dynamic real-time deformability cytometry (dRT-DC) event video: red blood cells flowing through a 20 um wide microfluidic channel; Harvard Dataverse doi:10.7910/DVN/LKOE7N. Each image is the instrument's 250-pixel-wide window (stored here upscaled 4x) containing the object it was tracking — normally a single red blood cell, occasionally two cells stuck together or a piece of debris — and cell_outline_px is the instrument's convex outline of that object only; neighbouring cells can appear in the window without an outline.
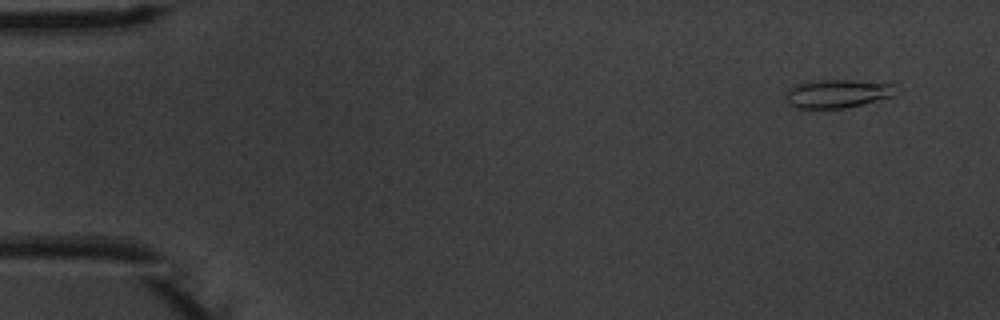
{"species": "common noctule bat (a hibernating species)", "species_latin": "Nyctalus noctula", "temperature_condition": "warm", "stored_images_in_passage": 4, "camera_frame_rate_fps": 3000, "um_per_image_px": 0.085, "animal": {"sex": "male", "body_mass_g": 20.1, "forearm_length_mm": 53.5}, "frame": {"image": 1, "passage_image": 1, "time_ms": 0.0, "image_size_px": [1000, 320], "cell_outline_px": [[896, 96], [844, 108], [796, 108], [788, 104], [784, 96], [796, 84], [816, 80], [852, 80], [892, 84]], "centroid_in_image_um": [71.16, 7.96], "position_along_channel_um": 13.8, "area_um2": 18.03}}
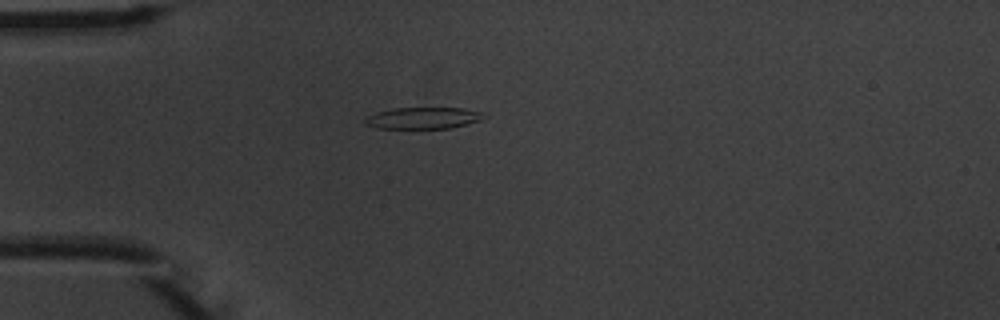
{"frame": {"image": 2, "passage_image": 4, "time_ms": 3.667, "image_size_px": [1000, 320], "cell_outline_px": [[488, 116], [480, 120], [448, 128], [376, 128], [364, 124], [364, 120], [368, 116], [376, 112], [396, 108], [464, 108], [480, 112]], "centroid_in_image_um": [35.94, 10.03], "position_along_channel_um": 49.1, "area_um2": 14.74}}